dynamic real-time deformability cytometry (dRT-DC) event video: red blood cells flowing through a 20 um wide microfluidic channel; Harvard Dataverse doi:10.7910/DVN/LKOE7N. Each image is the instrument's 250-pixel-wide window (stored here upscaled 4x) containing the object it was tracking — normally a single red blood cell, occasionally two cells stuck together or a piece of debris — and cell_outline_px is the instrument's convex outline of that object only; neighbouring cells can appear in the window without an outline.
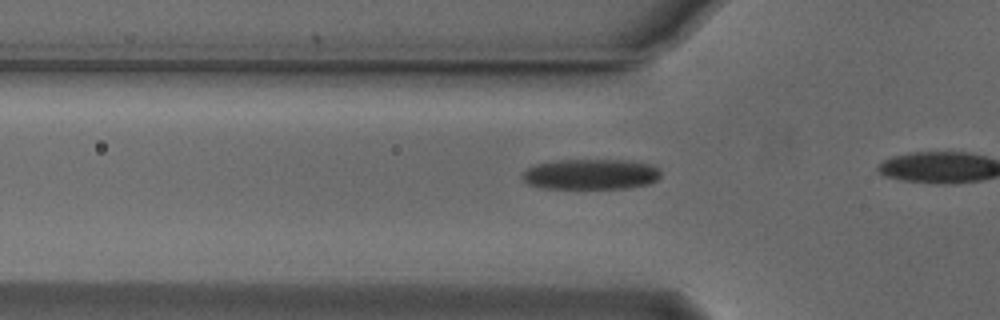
{"species": "Egyptian fruit bat (a non-hibernating species)", "species_latin": "Rousettus aegyptiacus", "temperature_condition": "cold", "stored_images_in_passage": 10, "camera_frame_rate_fps": 3000, "um_per_image_px": 0.085, "animal": {"sex": "male"}, "frame": {"image": 1, "passage_image": 5, "time_ms": 1.333, "image_size_px": [1000, 320], "cell_outline_px": [[660, 176], [656, 180], [648, 184], [628, 188], [540, 188], [528, 184], [520, 176], [528, 168], [536, 164], [556, 160], [628, 160], [648, 164], [660, 168]], "centroid_in_image_um": [50.21, 14.81], "position_along_channel_um": 75.6, "area_um2": 24.62}}
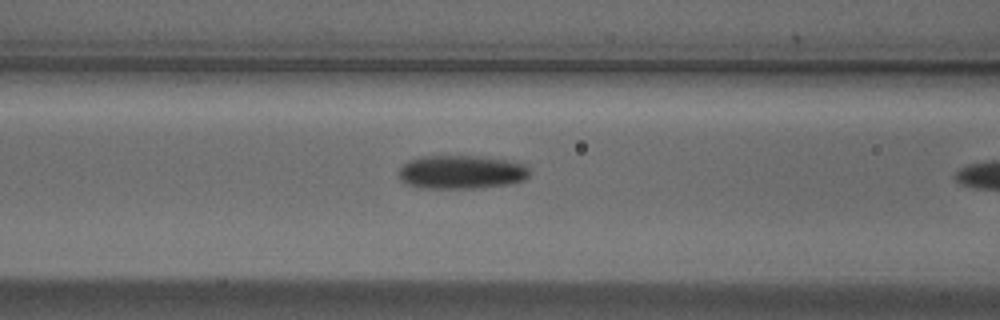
{"frame": {"image": 2, "passage_image": 9, "time_ms": 2.667, "image_size_px": [1000, 320], "cell_outline_px": [[528, 176], [524, 180], [508, 184], [480, 188], [420, 188], [408, 184], [400, 180], [400, 168], [408, 160], [424, 156], [472, 156], [504, 160], [524, 164], [528, 168]], "centroid_in_image_um": [39.19, 14.64], "position_along_channel_um": 127.4, "area_um2": 25.37}}